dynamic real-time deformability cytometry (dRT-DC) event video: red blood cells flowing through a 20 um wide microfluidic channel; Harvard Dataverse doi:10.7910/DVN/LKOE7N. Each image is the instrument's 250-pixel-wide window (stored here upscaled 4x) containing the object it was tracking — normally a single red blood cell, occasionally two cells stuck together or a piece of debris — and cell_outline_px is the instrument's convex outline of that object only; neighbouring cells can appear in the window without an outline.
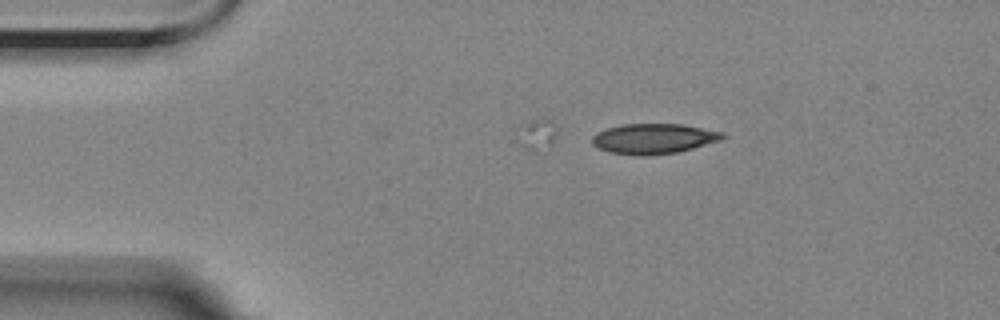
{"species": "Egyptian fruit bat (a non-hibernating species)", "species_latin": "Rousettus aegyptiacus", "temperature_condition": "room temperature", "stored_images_in_passage": 6, "camera_frame_rate_fps": 3000, "um_per_image_px": 0.085, "animal": {"sex": "female"}, "frame": {"image": 1, "passage_image": 2, "time_ms": 1.333, "image_size_px": [1000, 320], "cell_outline_px": [[728, 136], [724, 140], [676, 152], [612, 152], [600, 148], [592, 144], [592, 136], [596, 132], [608, 128], [624, 124], [684, 124], [724, 132]], "centroid_in_image_um": [55.67, 11.72], "position_along_channel_um": 29.3, "area_um2": 22.02}}
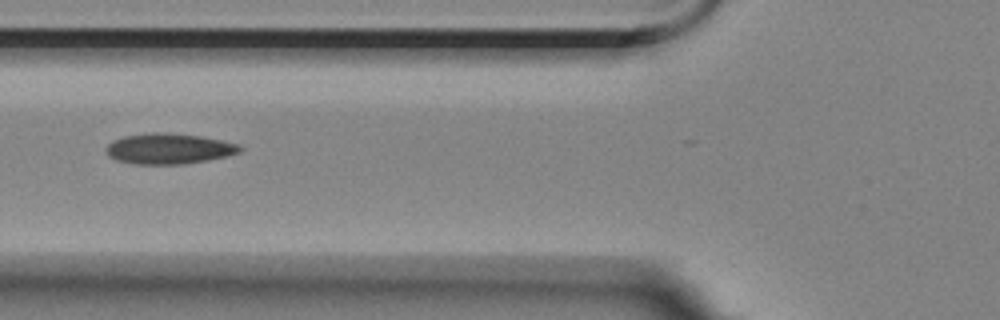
{"frame": {"image": 2, "passage_image": 5, "time_ms": 5.0, "image_size_px": [1000, 320], "cell_outline_px": [[244, 148], [240, 152], [208, 160], [184, 164], [136, 164], [116, 160], [108, 156], [104, 148], [112, 140], [124, 136], [152, 132], [168, 132], [200, 136], [240, 144]], "centroid_in_image_um": [14.33, 12.63], "position_along_channel_um": 111.5, "area_um2": 23.99}}
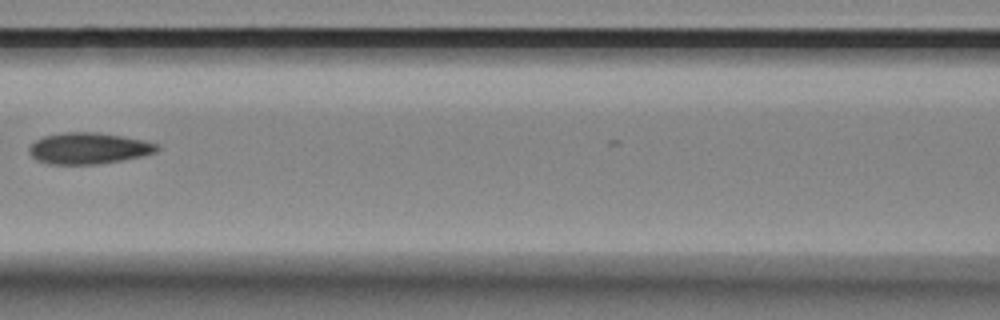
{"frame": {"image": 3, "passage_image": 6, "time_ms": 6.333, "image_size_px": [1000, 320], "cell_outline_px": [[160, 148], [156, 152], [140, 156], [120, 160], [96, 164], [48, 164], [36, 160], [28, 152], [28, 148], [36, 140], [44, 136], [64, 132], [96, 132], [144, 140], [160, 144]], "centroid_in_image_um": [7.52, 12.6], "position_along_channel_um": 159.1, "area_um2": 23.24}}